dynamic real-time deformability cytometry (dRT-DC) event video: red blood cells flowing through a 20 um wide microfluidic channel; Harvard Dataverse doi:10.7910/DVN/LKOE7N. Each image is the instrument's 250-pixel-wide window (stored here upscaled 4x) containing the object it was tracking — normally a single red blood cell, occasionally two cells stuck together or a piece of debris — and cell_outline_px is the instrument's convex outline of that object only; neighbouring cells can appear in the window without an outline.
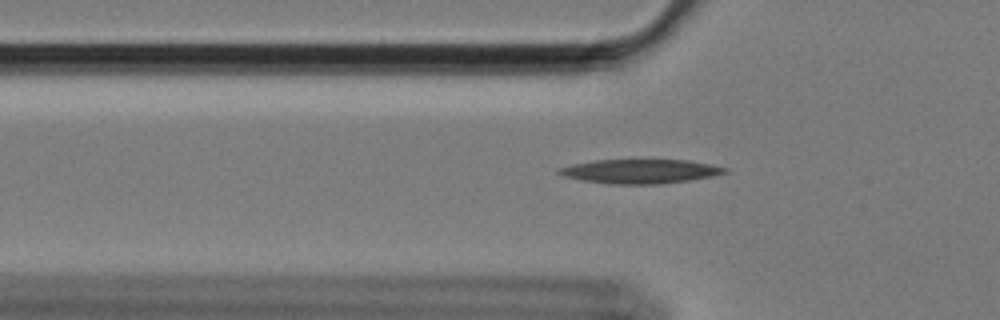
{"species": "Egyptian fruit bat (a non-hibernating species)", "species_latin": "Rousettus aegyptiacus", "temperature_condition": "cold", "stored_images_in_passage": 58, "camera_frame_rate_fps": 3000, "um_per_image_px": 0.085, "animal": {"sex": "female"}, "frame": {"image": 1, "passage_image": 19, "time_ms": 6.0, "image_size_px": [1000, 320], "cell_outline_px": [[728, 172], [712, 176], [688, 180], [660, 184], [612, 184], [580, 180], [564, 176], [556, 172], [560, 168], [572, 164], [596, 160], [688, 160], [728, 168]], "centroid_in_image_um": [54.4, 14.56], "position_along_channel_um": 71.4, "area_um2": 23.18}}
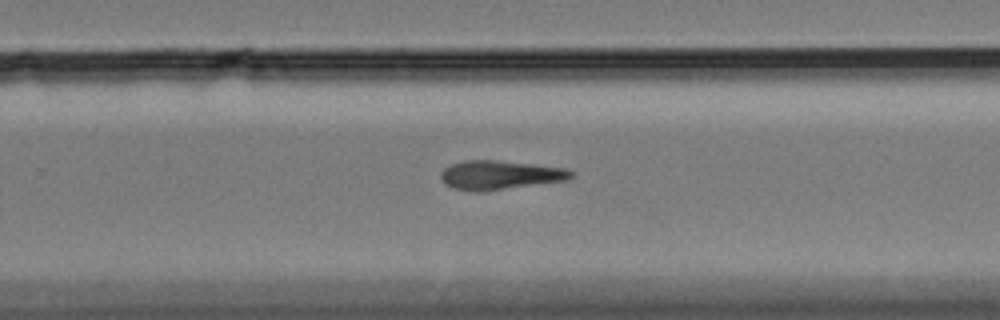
{"frame": {"image": 2, "passage_image": 38, "time_ms": 12.333, "image_size_px": [1000, 320], "cell_outline_px": [[572, 176], [568, 180], [484, 192], [452, 188], [444, 184], [440, 176], [440, 172], [444, 168], [452, 164], [464, 160], [496, 160], [532, 164], [564, 168], [572, 172]], "centroid_in_image_um": [42.46, 14.88], "position_along_channel_um": 287.3, "area_um2": 22.02}}
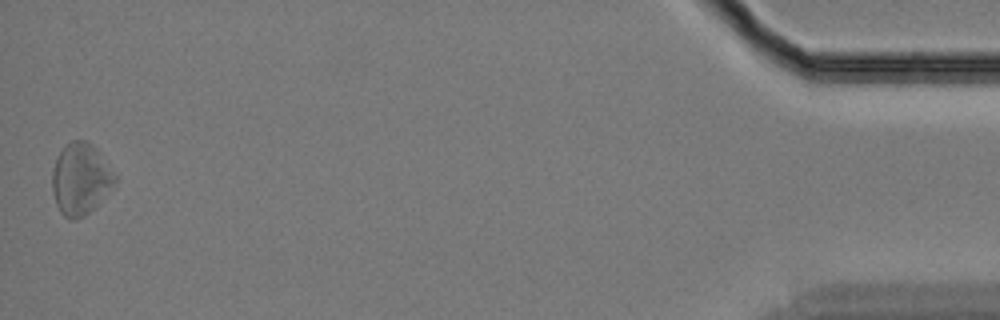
{"frame": {"image": 3, "passage_image": 58, "time_ms": 19.0, "image_size_px": [1000, 320], "cell_outline_px": [[116, 184], [84, 216], [72, 220], [68, 220], [60, 212], [56, 204], [52, 192], [52, 172], [56, 160], [60, 152], [72, 140], [84, 140], [92, 144], [96, 148], [116, 176]], "centroid_in_image_um": [6.83, 15.23], "position_along_channel_um": 428.4, "area_um2": 25.78}}